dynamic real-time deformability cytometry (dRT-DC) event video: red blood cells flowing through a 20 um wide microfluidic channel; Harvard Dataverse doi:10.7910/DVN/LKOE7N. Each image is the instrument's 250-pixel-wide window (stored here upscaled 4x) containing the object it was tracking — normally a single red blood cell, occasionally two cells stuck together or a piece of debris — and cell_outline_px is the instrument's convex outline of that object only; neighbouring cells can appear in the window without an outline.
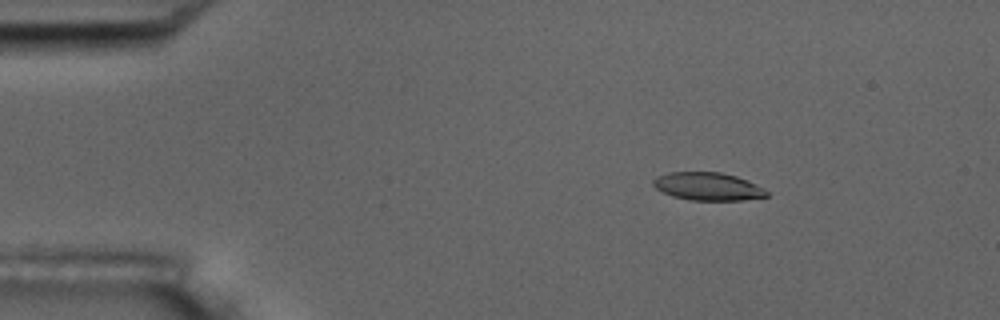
{"species": "common noctule bat (a hibernating species)", "species_latin": "Nyctalus noctula", "temperature_condition": "room temperature", "stored_images_in_passage": 6, "camera_frame_rate_fps": 3000, "um_per_image_px": 0.085, "animal": {"sex": "male", "body_mass_g": 17.5, "forearm_length_mm": 52.3}, "frame": {"image": 1, "passage_image": 3, "time_ms": 2.333, "image_size_px": [1000, 320], "cell_outline_px": [[768, 196], [744, 200], [688, 200], [672, 196], [656, 188], [652, 184], [652, 180], [656, 176], [668, 172], [720, 172], [736, 176], [764, 188], [768, 192]], "centroid_in_image_um": [60.14, 15.84], "position_along_channel_um": 24.9, "area_um2": 18.44}}
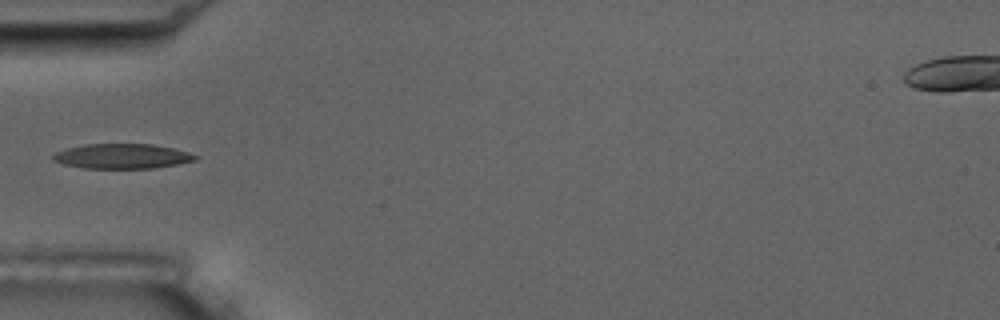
{"frame": {"image": 2, "passage_image": 6, "time_ms": 5.667, "image_size_px": [1000, 320], "cell_outline_px": [[200, 156], [196, 160], [156, 168], [84, 168], [64, 164], [52, 160], [52, 156], [56, 152], [64, 148], [84, 144], [152, 144], [172, 148], [188, 152]], "centroid_in_image_um": [10.37, 13.27], "position_along_channel_um": 74.6, "area_um2": 20.63}}